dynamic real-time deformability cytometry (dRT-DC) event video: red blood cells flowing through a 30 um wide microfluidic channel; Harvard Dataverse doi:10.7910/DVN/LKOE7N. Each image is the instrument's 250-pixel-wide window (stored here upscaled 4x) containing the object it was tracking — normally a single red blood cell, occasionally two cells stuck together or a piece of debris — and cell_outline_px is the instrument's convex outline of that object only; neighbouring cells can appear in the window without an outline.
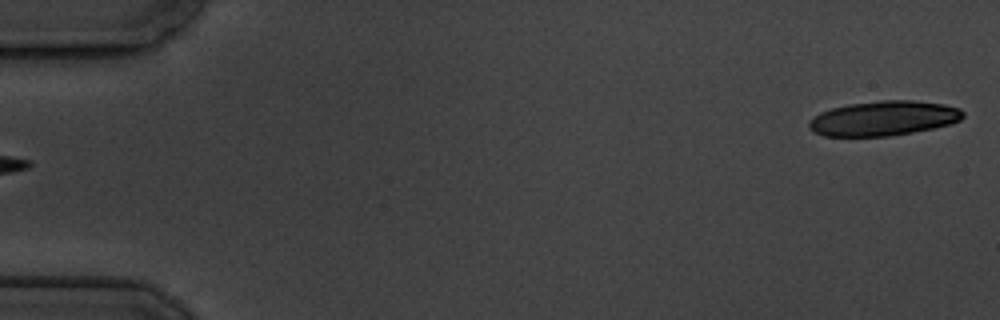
{"species": "common noctule bat (a hibernating species)", "species_latin": "Nyctalus noctula", "temperature_condition": "cold", "stored_images_in_passage": 6, "camera_frame_rate_fps": 3000, "um_per_image_px": 0.085, "animal": {"sex": "male", "body_mass_g": 19.5, "forearm_length_mm": 54.6}, "frame": {"image": 1, "passage_image": 6, "time_ms": 6.667, "image_size_px": [1000, 320], "cell_outline_px": [[964, 116], [960, 120], [948, 124], [932, 128], [912, 132], [888, 136], [824, 136], [808, 128], [808, 120], [820, 112], [832, 108], [848, 104], [880, 100], [912, 100], [944, 104], [960, 108], [964, 112]], "centroid_in_image_um": [75.08, 10.05], "position_along_channel_um": 9.9, "area_um2": 31.15}}